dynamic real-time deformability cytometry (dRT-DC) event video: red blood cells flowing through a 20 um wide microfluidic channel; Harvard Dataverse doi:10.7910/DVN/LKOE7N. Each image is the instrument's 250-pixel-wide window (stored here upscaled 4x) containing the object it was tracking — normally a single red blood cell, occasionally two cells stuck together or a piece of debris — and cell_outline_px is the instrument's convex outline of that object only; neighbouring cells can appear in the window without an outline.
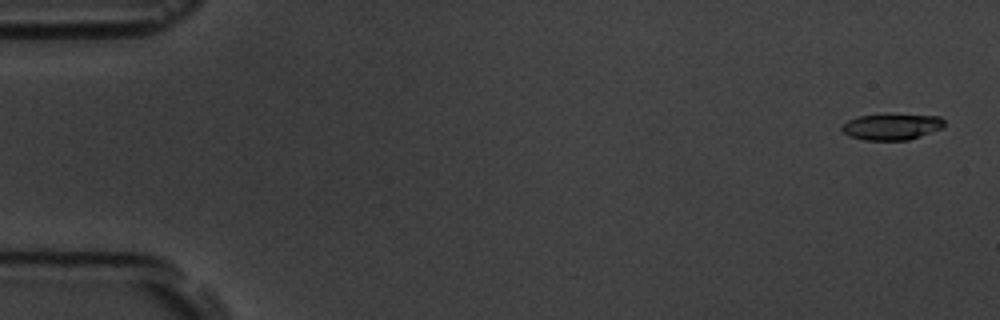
{"species": "common noctule bat (a hibernating species)", "species_latin": "Nyctalus noctula", "temperature_condition": "room temperature", "stored_images_in_passage": 56, "camera_frame_rate_fps": 3000, "um_per_image_px": 0.085, "animal": {"sex": "male", "body_mass_g": 19.5, "forearm_length_mm": 54.6}, "frame": {"image": 1, "passage_image": 2, "time_ms": 0.333, "image_size_px": [1000, 320], "cell_outline_px": [[944, 128], [908, 140], [864, 140], [848, 136], [840, 128], [848, 120], [860, 116], [884, 112], [940, 116], [944, 120]], "centroid_in_image_um": [75.81, 10.73], "position_along_channel_um": 9.2, "area_um2": 16.24}}
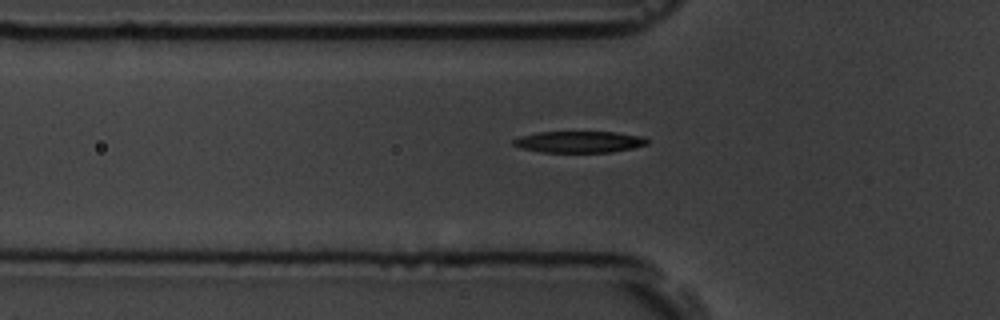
{"frame": {"image": 2, "passage_image": 19, "time_ms": 6.0, "image_size_px": [1000, 320], "cell_outline_px": [[648, 144], [632, 148], [612, 152], [540, 152], [520, 148], [512, 144], [512, 140], [520, 136], [540, 132], [616, 132], [644, 136], [648, 140]], "centroid_in_image_um": [49.23, 12.06], "position_along_channel_um": 76.6, "area_um2": 16.82}}
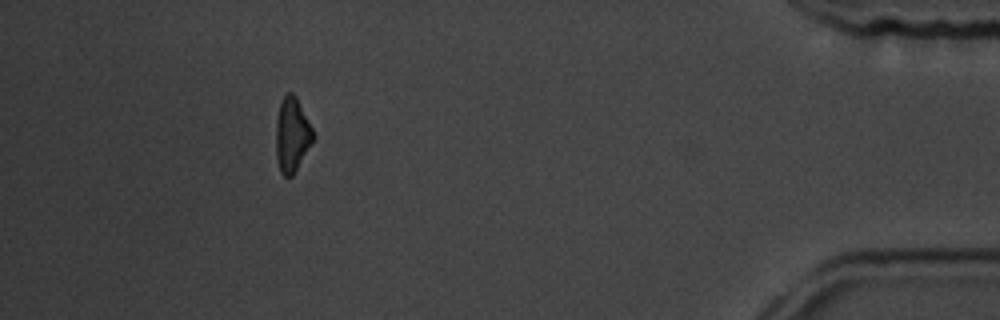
{"frame": {"image": 3, "passage_image": 51, "time_ms": 16.667, "image_size_px": [1000, 320], "cell_outline_px": [[316, 136], [292, 176], [284, 176], [280, 172], [276, 156], [276, 120], [280, 104], [284, 96], [288, 92], [292, 92], [296, 96]], "centroid_in_image_um": [24.82, 11.45], "position_along_channel_um": 410.4, "area_um2": 16.01}, "authors_computed_cell_mechanics": {"area_um2": 16.8776, "velocity_mm_per_s": 3.6646, "shape_relaxation_time_tau1_ms": 2.2839, "shape_relaxation_time_tau2_ms": 10.3815, "deformation_change_tau1": 0.1504, "deformation_change_tau2": 0.2209}}